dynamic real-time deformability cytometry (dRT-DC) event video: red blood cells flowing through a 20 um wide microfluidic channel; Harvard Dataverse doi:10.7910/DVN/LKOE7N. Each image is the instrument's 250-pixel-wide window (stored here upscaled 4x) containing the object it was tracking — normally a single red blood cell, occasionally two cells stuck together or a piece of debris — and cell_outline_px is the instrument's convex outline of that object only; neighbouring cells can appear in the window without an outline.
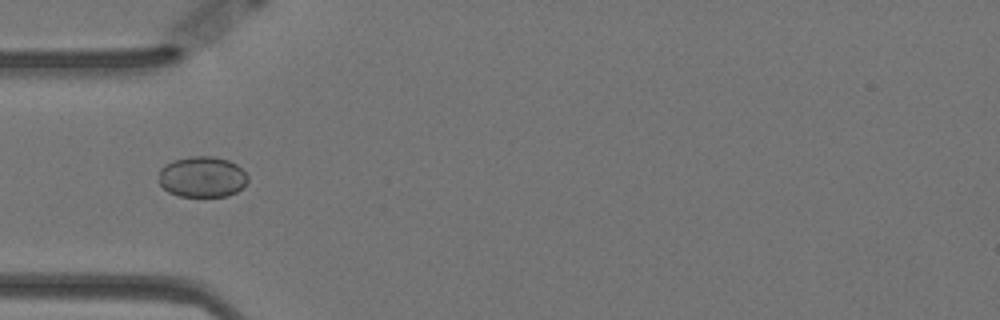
{"species": "Egyptian fruit bat (a non-hibernating species)", "species_latin": "Rousettus aegyptiacus", "temperature_condition": "warm", "stored_images_in_passage": 21, "camera_frame_rate_fps": 3000, "um_per_image_px": 0.085, "animal": {"sex": "female"}, "frame": {"image": 1, "passage_image": 1, "time_ms": 0.0, "image_size_px": [1000, 320], "cell_outline_px": [[248, 180], [236, 192], [228, 196], [180, 196], [168, 192], [160, 184], [160, 168], [164, 164], [172, 160], [188, 156], [212, 156], [228, 160], [236, 164], [248, 176]], "centroid_in_image_um": [17.17, 15.02], "position_along_channel_um": 67.8, "area_um2": 21.15}}
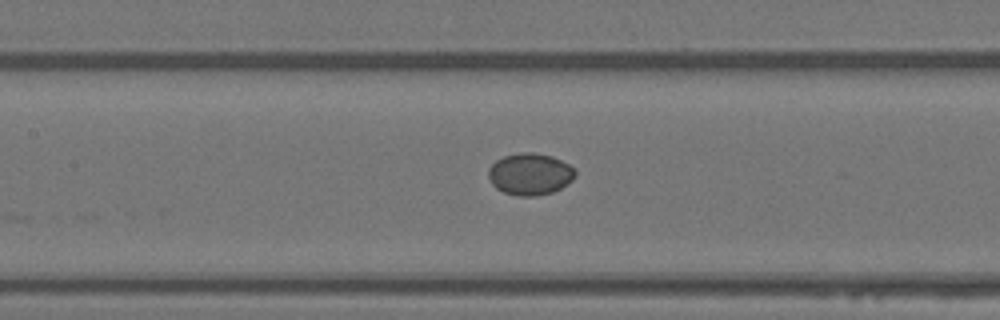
{"frame": {"image": 2, "passage_image": 9, "time_ms": 2.667, "image_size_px": [1000, 320], "cell_outline_px": [[576, 176], [572, 180], [560, 188], [552, 192], [536, 196], [516, 196], [504, 192], [496, 188], [492, 184], [488, 176], [488, 168], [496, 160], [504, 156], [520, 152], [532, 152], [552, 156], [576, 168]], "centroid_in_image_um": [45.05, 14.79], "position_along_channel_um": 162.4, "area_um2": 21.27}}
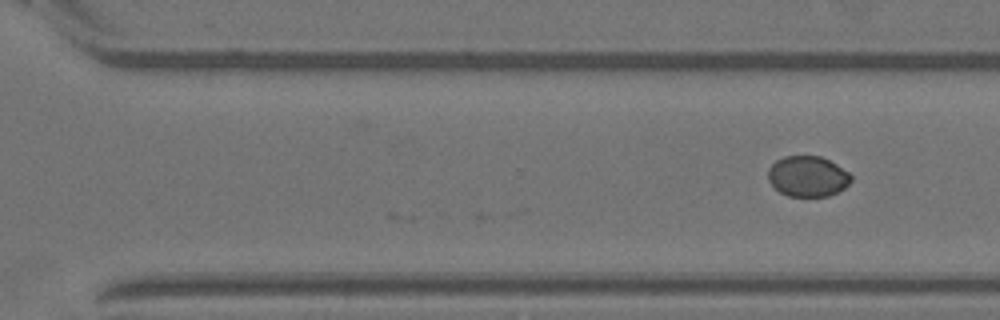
{"frame": {"image": 3, "passage_image": 21, "time_ms": 6.667, "image_size_px": [1000, 320], "cell_outline_px": [[852, 180], [844, 188], [828, 196], [788, 196], [780, 192], [768, 180], [768, 168], [776, 160], [784, 156], [820, 156], [836, 164], [848, 172], [852, 176]], "centroid_in_image_um": [68.64, 14.98], "position_along_channel_um": 302.0, "area_um2": 19.54}}